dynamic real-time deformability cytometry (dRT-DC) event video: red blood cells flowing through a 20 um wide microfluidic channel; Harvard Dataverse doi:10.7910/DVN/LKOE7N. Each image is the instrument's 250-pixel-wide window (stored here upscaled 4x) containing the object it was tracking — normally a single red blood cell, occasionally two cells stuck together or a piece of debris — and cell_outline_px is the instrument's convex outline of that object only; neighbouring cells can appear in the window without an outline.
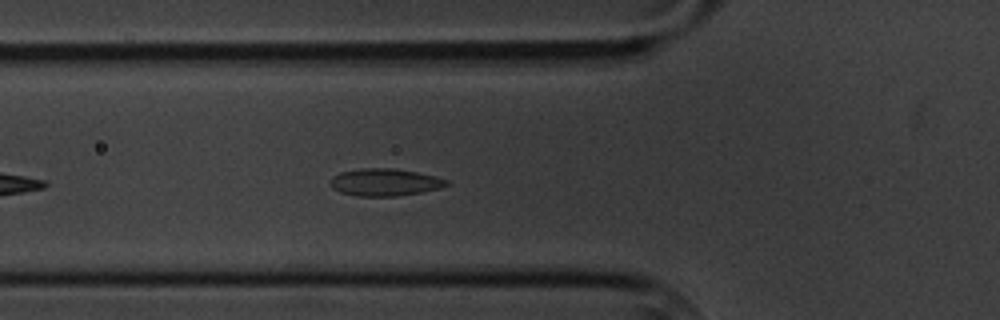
{"species": "common noctule bat (a hibernating species)", "species_latin": "Nyctalus noctula", "temperature_condition": "cold", "stored_images_in_passage": 5, "camera_frame_rate_fps": 3000, "um_per_image_px": 0.085, "animal": {"sex": "male", "body_mass_g": 20.1, "forearm_length_mm": 53.5}, "frame": {"image": 1, "passage_image": 5, "time_ms": 4.667, "image_size_px": [1000, 320], "cell_outline_px": [[448, 184], [440, 188], [420, 192], [396, 196], [356, 196], [340, 192], [332, 188], [328, 180], [332, 176], [340, 172], [360, 168], [392, 168], [416, 172], [436, 176], [448, 180]], "centroid_in_image_um": [32.65, 15.48], "position_along_channel_um": 93.1, "area_um2": 18.55}}